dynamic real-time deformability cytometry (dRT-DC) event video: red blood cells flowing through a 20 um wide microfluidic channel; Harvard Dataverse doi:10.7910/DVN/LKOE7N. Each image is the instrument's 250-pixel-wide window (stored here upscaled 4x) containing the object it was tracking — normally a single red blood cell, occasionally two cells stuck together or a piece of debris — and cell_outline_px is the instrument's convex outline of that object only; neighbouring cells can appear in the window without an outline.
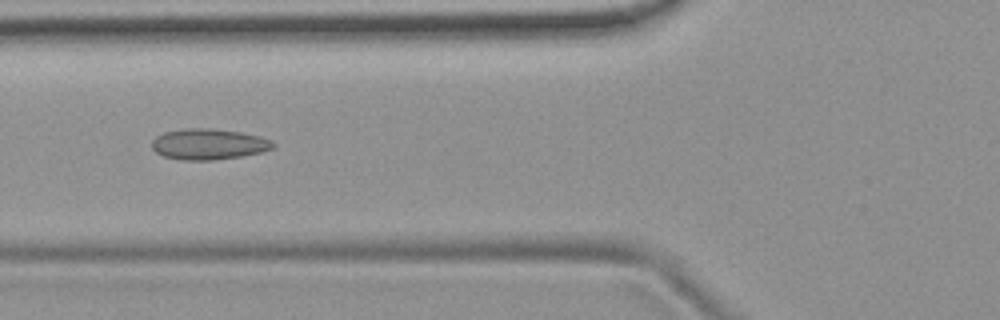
{"species": "common noctule bat (a hibernating species)", "species_latin": "Nyctalus noctula", "temperature_condition": "room temperature", "stored_images_in_passage": 8, "camera_frame_rate_fps": 3000, "um_per_image_px": 0.085, "animal": {"sex": "female", "body_mass_g": 19.9}, "frame": {"image": 1, "passage_image": 5, "time_ms": 1.333, "image_size_px": [1000, 320], "cell_outline_px": [[276, 144], [272, 148], [260, 152], [240, 156], [212, 160], [180, 160], [164, 156], [156, 152], [152, 148], [152, 140], [156, 136], [164, 132], [184, 128], [212, 128], [240, 132], [260, 136], [272, 140]], "centroid_in_image_um": [17.71, 12.24], "position_along_channel_um": 108.1, "area_um2": 21.79}}
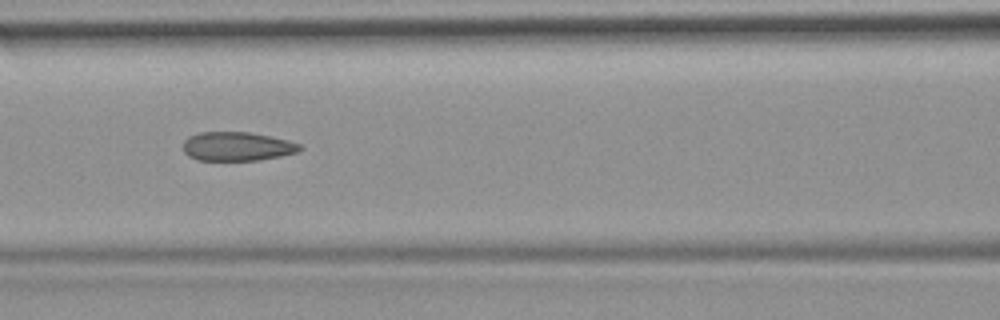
{"frame": {"image": 2, "passage_image": 6, "time_ms": 1.667, "image_size_px": [1000, 320], "cell_outline_px": [[304, 148], [296, 152], [280, 156], [256, 160], [196, 160], [188, 156], [184, 152], [184, 140], [188, 136], [200, 132], [248, 132], [288, 140], [300, 144]], "centroid_in_image_um": [20.13, 12.44], "position_along_channel_um": 146.5, "area_um2": 19.59}}
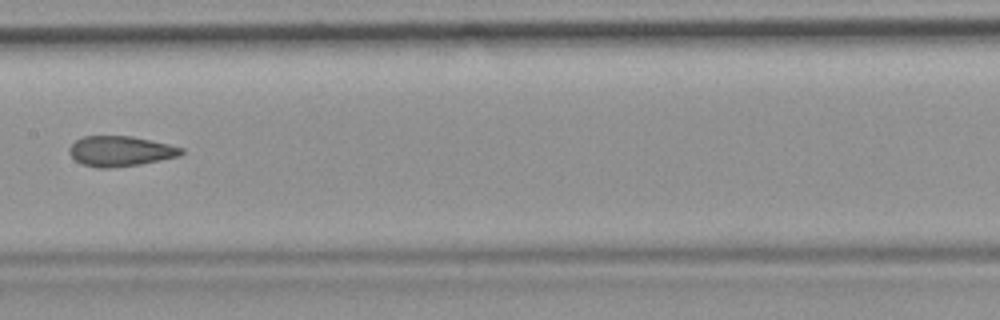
{"frame": {"image": 3, "passage_image": 7, "time_ms": 2.0, "image_size_px": [1000, 320], "cell_outline_px": [[184, 152], [180, 156], [140, 164], [112, 168], [96, 168], [80, 164], [68, 152], [68, 148], [76, 140], [84, 136], [132, 136], [168, 144], [184, 148]], "centroid_in_image_um": [10.22, 12.85], "position_along_channel_um": 197.2, "area_um2": 19.83}}